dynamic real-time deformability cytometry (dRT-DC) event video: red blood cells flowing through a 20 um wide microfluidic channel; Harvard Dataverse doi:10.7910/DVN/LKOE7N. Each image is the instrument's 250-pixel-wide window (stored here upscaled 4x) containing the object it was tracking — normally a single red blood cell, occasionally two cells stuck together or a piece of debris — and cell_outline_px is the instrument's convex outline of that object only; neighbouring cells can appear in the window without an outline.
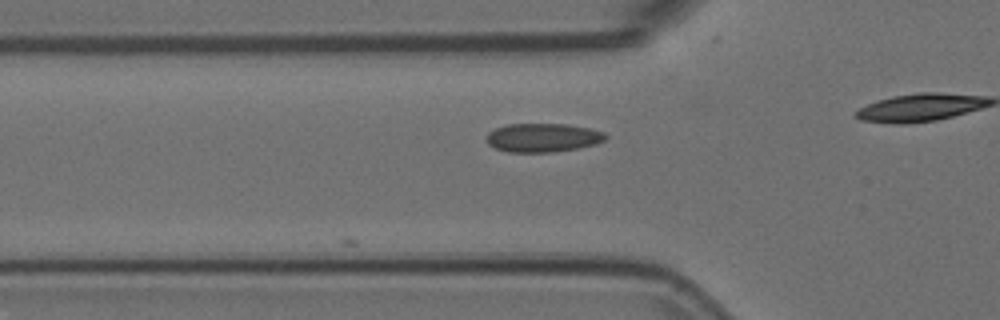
{"species": "Egyptian fruit bat (a non-hibernating species)", "species_latin": "Rousettus aegyptiacus", "temperature_condition": "room temperature", "stored_images_in_passage": 8, "camera_frame_rate_fps": 3000, "um_per_image_px": 0.085, "animal": {"sex": "female"}, "frame": {"image": 1, "passage_image": 3, "time_ms": 0.667, "image_size_px": [1000, 320], "cell_outline_px": [[608, 136], [604, 140], [596, 144], [576, 148], [552, 152], [508, 152], [496, 148], [488, 144], [488, 132], [496, 128], [508, 124], [568, 124], [588, 128], [604, 132]], "centroid_in_image_um": [46.15, 11.7], "position_along_channel_um": 79.6, "area_um2": 19.77}}